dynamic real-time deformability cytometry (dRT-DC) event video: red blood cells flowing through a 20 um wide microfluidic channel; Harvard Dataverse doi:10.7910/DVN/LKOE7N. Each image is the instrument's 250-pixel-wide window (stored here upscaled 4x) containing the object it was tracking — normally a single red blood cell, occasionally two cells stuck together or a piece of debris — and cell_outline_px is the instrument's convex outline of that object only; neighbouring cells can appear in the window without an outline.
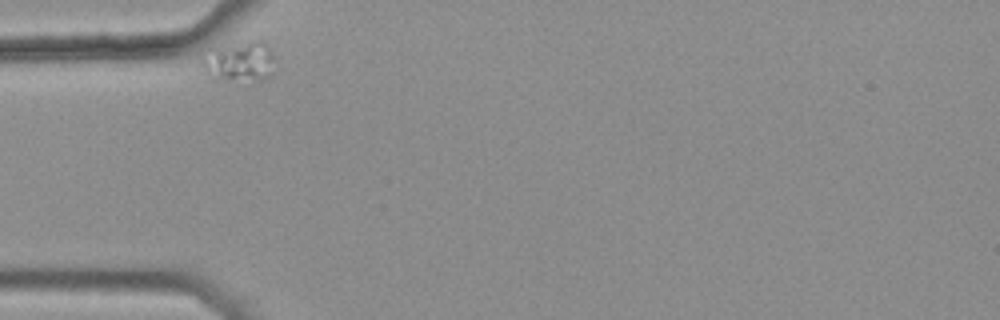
{"species": "common noctule bat (a hibernating species)", "species_latin": "Nyctalus noctula", "temperature_condition": "warm", "stored_images_in_passage": 35, "camera_frame_rate_fps": 3000, "um_per_image_px": 0.085, "animal": {"sex": "female", "body_mass_g": 25.1}, "frame": {"image": 1, "passage_image": 1, "time_ms": 0.0, "image_size_px": [1000, 320], "cell_outline_px": [[276, 56], [272, 72], [268, 76], [260, 80], [220, 76], [208, 72], [204, 68], [204, 64], [216, 52], [252, 40], [264, 40], [268, 44]], "centroid_in_image_um": [20.68, 5.2], "position_along_channel_um": 64.3, "area_um2": 14.91}}